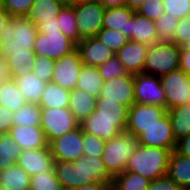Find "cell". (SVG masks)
Masks as SVG:
<instances>
[{
    "mask_svg": "<svg viewBox=\"0 0 190 190\" xmlns=\"http://www.w3.org/2000/svg\"><path fill=\"white\" fill-rule=\"evenodd\" d=\"M34 53H14L6 58L11 78L14 80L19 76L27 75L32 71Z\"/></svg>",
    "mask_w": 190,
    "mask_h": 190,
    "instance_id": "35",
    "label": "cell"
},
{
    "mask_svg": "<svg viewBox=\"0 0 190 190\" xmlns=\"http://www.w3.org/2000/svg\"><path fill=\"white\" fill-rule=\"evenodd\" d=\"M95 110L100 118L127 119V109L124 106L102 96L96 98Z\"/></svg>",
    "mask_w": 190,
    "mask_h": 190,
    "instance_id": "37",
    "label": "cell"
},
{
    "mask_svg": "<svg viewBox=\"0 0 190 190\" xmlns=\"http://www.w3.org/2000/svg\"><path fill=\"white\" fill-rule=\"evenodd\" d=\"M154 22L157 40L162 42H171L173 40L179 19L164 12Z\"/></svg>",
    "mask_w": 190,
    "mask_h": 190,
    "instance_id": "38",
    "label": "cell"
},
{
    "mask_svg": "<svg viewBox=\"0 0 190 190\" xmlns=\"http://www.w3.org/2000/svg\"><path fill=\"white\" fill-rule=\"evenodd\" d=\"M69 190H111V183L96 182V183L81 185Z\"/></svg>",
    "mask_w": 190,
    "mask_h": 190,
    "instance_id": "53",
    "label": "cell"
},
{
    "mask_svg": "<svg viewBox=\"0 0 190 190\" xmlns=\"http://www.w3.org/2000/svg\"><path fill=\"white\" fill-rule=\"evenodd\" d=\"M164 12L178 19L190 14V0H162Z\"/></svg>",
    "mask_w": 190,
    "mask_h": 190,
    "instance_id": "44",
    "label": "cell"
},
{
    "mask_svg": "<svg viewBox=\"0 0 190 190\" xmlns=\"http://www.w3.org/2000/svg\"><path fill=\"white\" fill-rule=\"evenodd\" d=\"M97 1H99L105 9L126 5V0H97Z\"/></svg>",
    "mask_w": 190,
    "mask_h": 190,
    "instance_id": "55",
    "label": "cell"
},
{
    "mask_svg": "<svg viewBox=\"0 0 190 190\" xmlns=\"http://www.w3.org/2000/svg\"><path fill=\"white\" fill-rule=\"evenodd\" d=\"M76 49V44L61 32H37L33 46L35 56L60 59Z\"/></svg>",
    "mask_w": 190,
    "mask_h": 190,
    "instance_id": "10",
    "label": "cell"
},
{
    "mask_svg": "<svg viewBox=\"0 0 190 190\" xmlns=\"http://www.w3.org/2000/svg\"><path fill=\"white\" fill-rule=\"evenodd\" d=\"M30 176L17 164L0 170V185L8 190H29Z\"/></svg>",
    "mask_w": 190,
    "mask_h": 190,
    "instance_id": "30",
    "label": "cell"
},
{
    "mask_svg": "<svg viewBox=\"0 0 190 190\" xmlns=\"http://www.w3.org/2000/svg\"><path fill=\"white\" fill-rule=\"evenodd\" d=\"M22 151L8 133L0 134V170L15 165Z\"/></svg>",
    "mask_w": 190,
    "mask_h": 190,
    "instance_id": "33",
    "label": "cell"
},
{
    "mask_svg": "<svg viewBox=\"0 0 190 190\" xmlns=\"http://www.w3.org/2000/svg\"><path fill=\"white\" fill-rule=\"evenodd\" d=\"M48 146L54 161L74 162L83 156L81 126L52 139Z\"/></svg>",
    "mask_w": 190,
    "mask_h": 190,
    "instance_id": "11",
    "label": "cell"
},
{
    "mask_svg": "<svg viewBox=\"0 0 190 190\" xmlns=\"http://www.w3.org/2000/svg\"><path fill=\"white\" fill-rule=\"evenodd\" d=\"M104 144L101 138L82 131L83 156L101 157Z\"/></svg>",
    "mask_w": 190,
    "mask_h": 190,
    "instance_id": "43",
    "label": "cell"
},
{
    "mask_svg": "<svg viewBox=\"0 0 190 190\" xmlns=\"http://www.w3.org/2000/svg\"><path fill=\"white\" fill-rule=\"evenodd\" d=\"M138 140L142 146L158 147L173 151L176 141L173 136L169 115L166 113L156 124L145 129L138 137Z\"/></svg>",
    "mask_w": 190,
    "mask_h": 190,
    "instance_id": "14",
    "label": "cell"
},
{
    "mask_svg": "<svg viewBox=\"0 0 190 190\" xmlns=\"http://www.w3.org/2000/svg\"><path fill=\"white\" fill-rule=\"evenodd\" d=\"M139 146L138 138L127 131L106 140L101 160L107 172L112 177L123 172L128 159Z\"/></svg>",
    "mask_w": 190,
    "mask_h": 190,
    "instance_id": "4",
    "label": "cell"
},
{
    "mask_svg": "<svg viewBox=\"0 0 190 190\" xmlns=\"http://www.w3.org/2000/svg\"><path fill=\"white\" fill-rule=\"evenodd\" d=\"M11 74L6 59L0 55V84L11 80Z\"/></svg>",
    "mask_w": 190,
    "mask_h": 190,
    "instance_id": "54",
    "label": "cell"
},
{
    "mask_svg": "<svg viewBox=\"0 0 190 190\" xmlns=\"http://www.w3.org/2000/svg\"><path fill=\"white\" fill-rule=\"evenodd\" d=\"M55 60L43 56H35L32 73L46 83L51 82Z\"/></svg>",
    "mask_w": 190,
    "mask_h": 190,
    "instance_id": "42",
    "label": "cell"
},
{
    "mask_svg": "<svg viewBox=\"0 0 190 190\" xmlns=\"http://www.w3.org/2000/svg\"><path fill=\"white\" fill-rule=\"evenodd\" d=\"M133 88V74L127 73L122 77L105 81L99 96L120 103L128 110L135 103Z\"/></svg>",
    "mask_w": 190,
    "mask_h": 190,
    "instance_id": "17",
    "label": "cell"
},
{
    "mask_svg": "<svg viewBox=\"0 0 190 190\" xmlns=\"http://www.w3.org/2000/svg\"><path fill=\"white\" fill-rule=\"evenodd\" d=\"M190 39V14L179 19L176 27L173 40L171 41L176 46L181 47L187 40Z\"/></svg>",
    "mask_w": 190,
    "mask_h": 190,
    "instance_id": "47",
    "label": "cell"
},
{
    "mask_svg": "<svg viewBox=\"0 0 190 190\" xmlns=\"http://www.w3.org/2000/svg\"><path fill=\"white\" fill-rule=\"evenodd\" d=\"M79 126V122L73 117L68 107L41 108L40 127L44 131L48 143L65 132Z\"/></svg>",
    "mask_w": 190,
    "mask_h": 190,
    "instance_id": "8",
    "label": "cell"
},
{
    "mask_svg": "<svg viewBox=\"0 0 190 190\" xmlns=\"http://www.w3.org/2000/svg\"><path fill=\"white\" fill-rule=\"evenodd\" d=\"M98 70L104 82L127 74L116 54L99 65Z\"/></svg>",
    "mask_w": 190,
    "mask_h": 190,
    "instance_id": "41",
    "label": "cell"
},
{
    "mask_svg": "<svg viewBox=\"0 0 190 190\" xmlns=\"http://www.w3.org/2000/svg\"><path fill=\"white\" fill-rule=\"evenodd\" d=\"M70 91L57 84L48 82L41 93L39 106L41 108H64L69 105Z\"/></svg>",
    "mask_w": 190,
    "mask_h": 190,
    "instance_id": "29",
    "label": "cell"
},
{
    "mask_svg": "<svg viewBox=\"0 0 190 190\" xmlns=\"http://www.w3.org/2000/svg\"><path fill=\"white\" fill-rule=\"evenodd\" d=\"M86 1H91V0H70V5H74V4L82 3Z\"/></svg>",
    "mask_w": 190,
    "mask_h": 190,
    "instance_id": "60",
    "label": "cell"
},
{
    "mask_svg": "<svg viewBox=\"0 0 190 190\" xmlns=\"http://www.w3.org/2000/svg\"><path fill=\"white\" fill-rule=\"evenodd\" d=\"M10 18V15L3 8H0V32L6 21Z\"/></svg>",
    "mask_w": 190,
    "mask_h": 190,
    "instance_id": "56",
    "label": "cell"
},
{
    "mask_svg": "<svg viewBox=\"0 0 190 190\" xmlns=\"http://www.w3.org/2000/svg\"><path fill=\"white\" fill-rule=\"evenodd\" d=\"M174 150L190 159V134L176 141Z\"/></svg>",
    "mask_w": 190,
    "mask_h": 190,
    "instance_id": "51",
    "label": "cell"
},
{
    "mask_svg": "<svg viewBox=\"0 0 190 190\" xmlns=\"http://www.w3.org/2000/svg\"><path fill=\"white\" fill-rule=\"evenodd\" d=\"M0 190H8V189L0 185Z\"/></svg>",
    "mask_w": 190,
    "mask_h": 190,
    "instance_id": "63",
    "label": "cell"
},
{
    "mask_svg": "<svg viewBox=\"0 0 190 190\" xmlns=\"http://www.w3.org/2000/svg\"><path fill=\"white\" fill-rule=\"evenodd\" d=\"M26 104L13 79L0 84V106L10 111H17Z\"/></svg>",
    "mask_w": 190,
    "mask_h": 190,
    "instance_id": "32",
    "label": "cell"
},
{
    "mask_svg": "<svg viewBox=\"0 0 190 190\" xmlns=\"http://www.w3.org/2000/svg\"><path fill=\"white\" fill-rule=\"evenodd\" d=\"M29 190H63L54 170L30 176Z\"/></svg>",
    "mask_w": 190,
    "mask_h": 190,
    "instance_id": "39",
    "label": "cell"
},
{
    "mask_svg": "<svg viewBox=\"0 0 190 190\" xmlns=\"http://www.w3.org/2000/svg\"><path fill=\"white\" fill-rule=\"evenodd\" d=\"M53 170L63 190L96 182L112 183L101 157H79L74 162L54 161Z\"/></svg>",
    "mask_w": 190,
    "mask_h": 190,
    "instance_id": "1",
    "label": "cell"
},
{
    "mask_svg": "<svg viewBox=\"0 0 190 190\" xmlns=\"http://www.w3.org/2000/svg\"><path fill=\"white\" fill-rule=\"evenodd\" d=\"M95 37L110 48L115 54L128 41L120 31L107 28H102Z\"/></svg>",
    "mask_w": 190,
    "mask_h": 190,
    "instance_id": "40",
    "label": "cell"
},
{
    "mask_svg": "<svg viewBox=\"0 0 190 190\" xmlns=\"http://www.w3.org/2000/svg\"><path fill=\"white\" fill-rule=\"evenodd\" d=\"M57 18L61 33L77 44L81 39L76 27L74 8L71 5L63 6Z\"/></svg>",
    "mask_w": 190,
    "mask_h": 190,
    "instance_id": "36",
    "label": "cell"
},
{
    "mask_svg": "<svg viewBox=\"0 0 190 190\" xmlns=\"http://www.w3.org/2000/svg\"><path fill=\"white\" fill-rule=\"evenodd\" d=\"M134 11L127 5L106 8L102 19L103 28L118 30L130 40L131 16Z\"/></svg>",
    "mask_w": 190,
    "mask_h": 190,
    "instance_id": "21",
    "label": "cell"
},
{
    "mask_svg": "<svg viewBox=\"0 0 190 190\" xmlns=\"http://www.w3.org/2000/svg\"><path fill=\"white\" fill-rule=\"evenodd\" d=\"M14 81L26 103L39 104L41 93L46 85L45 81L38 79L32 71L15 78Z\"/></svg>",
    "mask_w": 190,
    "mask_h": 190,
    "instance_id": "26",
    "label": "cell"
},
{
    "mask_svg": "<svg viewBox=\"0 0 190 190\" xmlns=\"http://www.w3.org/2000/svg\"><path fill=\"white\" fill-rule=\"evenodd\" d=\"M180 47L172 42L158 41L149 46L143 72L161 76L179 68Z\"/></svg>",
    "mask_w": 190,
    "mask_h": 190,
    "instance_id": "5",
    "label": "cell"
},
{
    "mask_svg": "<svg viewBox=\"0 0 190 190\" xmlns=\"http://www.w3.org/2000/svg\"><path fill=\"white\" fill-rule=\"evenodd\" d=\"M177 185L166 175L162 178L150 180L147 190H171Z\"/></svg>",
    "mask_w": 190,
    "mask_h": 190,
    "instance_id": "48",
    "label": "cell"
},
{
    "mask_svg": "<svg viewBox=\"0 0 190 190\" xmlns=\"http://www.w3.org/2000/svg\"><path fill=\"white\" fill-rule=\"evenodd\" d=\"M146 0H126V5L131 9L136 10Z\"/></svg>",
    "mask_w": 190,
    "mask_h": 190,
    "instance_id": "57",
    "label": "cell"
},
{
    "mask_svg": "<svg viewBox=\"0 0 190 190\" xmlns=\"http://www.w3.org/2000/svg\"><path fill=\"white\" fill-rule=\"evenodd\" d=\"M37 32L47 34L48 32H61L58 25V18L54 17V20L42 21L36 24Z\"/></svg>",
    "mask_w": 190,
    "mask_h": 190,
    "instance_id": "50",
    "label": "cell"
},
{
    "mask_svg": "<svg viewBox=\"0 0 190 190\" xmlns=\"http://www.w3.org/2000/svg\"><path fill=\"white\" fill-rule=\"evenodd\" d=\"M79 125L83 132L95 135L106 141L125 131L127 119L100 118L97 116V111L94 110L86 119L79 123Z\"/></svg>",
    "mask_w": 190,
    "mask_h": 190,
    "instance_id": "15",
    "label": "cell"
},
{
    "mask_svg": "<svg viewBox=\"0 0 190 190\" xmlns=\"http://www.w3.org/2000/svg\"><path fill=\"white\" fill-rule=\"evenodd\" d=\"M148 47L149 46L143 43L128 40L125 45L117 51L116 55L126 73L134 75L143 72Z\"/></svg>",
    "mask_w": 190,
    "mask_h": 190,
    "instance_id": "19",
    "label": "cell"
},
{
    "mask_svg": "<svg viewBox=\"0 0 190 190\" xmlns=\"http://www.w3.org/2000/svg\"><path fill=\"white\" fill-rule=\"evenodd\" d=\"M165 94V108L169 110L181 104L190 105V76L180 68L160 76Z\"/></svg>",
    "mask_w": 190,
    "mask_h": 190,
    "instance_id": "7",
    "label": "cell"
},
{
    "mask_svg": "<svg viewBox=\"0 0 190 190\" xmlns=\"http://www.w3.org/2000/svg\"><path fill=\"white\" fill-rule=\"evenodd\" d=\"M180 50H190V39L187 40L185 42V44H183L181 47H180Z\"/></svg>",
    "mask_w": 190,
    "mask_h": 190,
    "instance_id": "58",
    "label": "cell"
},
{
    "mask_svg": "<svg viewBox=\"0 0 190 190\" xmlns=\"http://www.w3.org/2000/svg\"><path fill=\"white\" fill-rule=\"evenodd\" d=\"M135 11L155 21L164 13L163 2L162 0H146Z\"/></svg>",
    "mask_w": 190,
    "mask_h": 190,
    "instance_id": "46",
    "label": "cell"
},
{
    "mask_svg": "<svg viewBox=\"0 0 190 190\" xmlns=\"http://www.w3.org/2000/svg\"><path fill=\"white\" fill-rule=\"evenodd\" d=\"M135 103L165 107V94L160 77L140 72L133 75Z\"/></svg>",
    "mask_w": 190,
    "mask_h": 190,
    "instance_id": "12",
    "label": "cell"
},
{
    "mask_svg": "<svg viewBox=\"0 0 190 190\" xmlns=\"http://www.w3.org/2000/svg\"><path fill=\"white\" fill-rule=\"evenodd\" d=\"M80 59L83 65L98 67L103 62L114 56L110 48L101 43L95 36L91 38L81 39L76 44Z\"/></svg>",
    "mask_w": 190,
    "mask_h": 190,
    "instance_id": "18",
    "label": "cell"
},
{
    "mask_svg": "<svg viewBox=\"0 0 190 190\" xmlns=\"http://www.w3.org/2000/svg\"><path fill=\"white\" fill-rule=\"evenodd\" d=\"M0 8H3V0H0Z\"/></svg>",
    "mask_w": 190,
    "mask_h": 190,
    "instance_id": "62",
    "label": "cell"
},
{
    "mask_svg": "<svg viewBox=\"0 0 190 190\" xmlns=\"http://www.w3.org/2000/svg\"><path fill=\"white\" fill-rule=\"evenodd\" d=\"M74 8L76 27L80 39L91 38L103 28L105 8L97 0L71 5Z\"/></svg>",
    "mask_w": 190,
    "mask_h": 190,
    "instance_id": "6",
    "label": "cell"
},
{
    "mask_svg": "<svg viewBox=\"0 0 190 190\" xmlns=\"http://www.w3.org/2000/svg\"><path fill=\"white\" fill-rule=\"evenodd\" d=\"M12 126H40L41 107L38 104L26 103L17 111L13 112Z\"/></svg>",
    "mask_w": 190,
    "mask_h": 190,
    "instance_id": "34",
    "label": "cell"
},
{
    "mask_svg": "<svg viewBox=\"0 0 190 190\" xmlns=\"http://www.w3.org/2000/svg\"><path fill=\"white\" fill-rule=\"evenodd\" d=\"M36 25L26 17H11L0 32V55L5 59L14 53H34Z\"/></svg>",
    "mask_w": 190,
    "mask_h": 190,
    "instance_id": "2",
    "label": "cell"
},
{
    "mask_svg": "<svg viewBox=\"0 0 190 190\" xmlns=\"http://www.w3.org/2000/svg\"><path fill=\"white\" fill-rule=\"evenodd\" d=\"M179 68L190 76V50H180L179 53Z\"/></svg>",
    "mask_w": 190,
    "mask_h": 190,
    "instance_id": "52",
    "label": "cell"
},
{
    "mask_svg": "<svg viewBox=\"0 0 190 190\" xmlns=\"http://www.w3.org/2000/svg\"><path fill=\"white\" fill-rule=\"evenodd\" d=\"M166 113L167 110L165 107L133 103L127 110V125L125 131L138 138L145 129L156 124Z\"/></svg>",
    "mask_w": 190,
    "mask_h": 190,
    "instance_id": "9",
    "label": "cell"
},
{
    "mask_svg": "<svg viewBox=\"0 0 190 190\" xmlns=\"http://www.w3.org/2000/svg\"><path fill=\"white\" fill-rule=\"evenodd\" d=\"M167 176L177 186L190 188V159L175 150L171 151Z\"/></svg>",
    "mask_w": 190,
    "mask_h": 190,
    "instance_id": "23",
    "label": "cell"
},
{
    "mask_svg": "<svg viewBox=\"0 0 190 190\" xmlns=\"http://www.w3.org/2000/svg\"><path fill=\"white\" fill-rule=\"evenodd\" d=\"M16 164L29 176L49 173L53 170L54 159L49 146L39 149L23 150L16 159Z\"/></svg>",
    "mask_w": 190,
    "mask_h": 190,
    "instance_id": "16",
    "label": "cell"
},
{
    "mask_svg": "<svg viewBox=\"0 0 190 190\" xmlns=\"http://www.w3.org/2000/svg\"><path fill=\"white\" fill-rule=\"evenodd\" d=\"M149 182L137 173L123 171L112 178L111 190H147Z\"/></svg>",
    "mask_w": 190,
    "mask_h": 190,
    "instance_id": "31",
    "label": "cell"
},
{
    "mask_svg": "<svg viewBox=\"0 0 190 190\" xmlns=\"http://www.w3.org/2000/svg\"><path fill=\"white\" fill-rule=\"evenodd\" d=\"M13 111L0 106V134L8 133L13 123Z\"/></svg>",
    "mask_w": 190,
    "mask_h": 190,
    "instance_id": "49",
    "label": "cell"
},
{
    "mask_svg": "<svg viewBox=\"0 0 190 190\" xmlns=\"http://www.w3.org/2000/svg\"><path fill=\"white\" fill-rule=\"evenodd\" d=\"M8 134L22 150L39 149L48 146V141L40 126H12Z\"/></svg>",
    "mask_w": 190,
    "mask_h": 190,
    "instance_id": "20",
    "label": "cell"
},
{
    "mask_svg": "<svg viewBox=\"0 0 190 190\" xmlns=\"http://www.w3.org/2000/svg\"><path fill=\"white\" fill-rule=\"evenodd\" d=\"M103 83L98 67L82 65L75 88L97 98L100 95Z\"/></svg>",
    "mask_w": 190,
    "mask_h": 190,
    "instance_id": "25",
    "label": "cell"
},
{
    "mask_svg": "<svg viewBox=\"0 0 190 190\" xmlns=\"http://www.w3.org/2000/svg\"><path fill=\"white\" fill-rule=\"evenodd\" d=\"M95 106L96 97L76 88L70 91L68 109L79 123L95 110Z\"/></svg>",
    "mask_w": 190,
    "mask_h": 190,
    "instance_id": "24",
    "label": "cell"
},
{
    "mask_svg": "<svg viewBox=\"0 0 190 190\" xmlns=\"http://www.w3.org/2000/svg\"><path fill=\"white\" fill-rule=\"evenodd\" d=\"M82 65L77 49L60 59H56L51 82L69 91L73 90Z\"/></svg>",
    "mask_w": 190,
    "mask_h": 190,
    "instance_id": "13",
    "label": "cell"
},
{
    "mask_svg": "<svg viewBox=\"0 0 190 190\" xmlns=\"http://www.w3.org/2000/svg\"><path fill=\"white\" fill-rule=\"evenodd\" d=\"M62 8L63 5L54 0H34L25 17L36 25L42 21L54 20Z\"/></svg>",
    "mask_w": 190,
    "mask_h": 190,
    "instance_id": "27",
    "label": "cell"
},
{
    "mask_svg": "<svg viewBox=\"0 0 190 190\" xmlns=\"http://www.w3.org/2000/svg\"><path fill=\"white\" fill-rule=\"evenodd\" d=\"M171 190H190V188L176 186L174 189Z\"/></svg>",
    "mask_w": 190,
    "mask_h": 190,
    "instance_id": "61",
    "label": "cell"
},
{
    "mask_svg": "<svg viewBox=\"0 0 190 190\" xmlns=\"http://www.w3.org/2000/svg\"><path fill=\"white\" fill-rule=\"evenodd\" d=\"M34 0H3V9L10 17H25Z\"/></svg>",
    "mask_w": 190,
    "mask_h": 190,
    "instance_id": "45",
    "label": "cell"
},
{
    "mask_svg": "<svg viewBox=\"0 0 190 190\" xmlns=\"http://www.w3.org/2000/svg\"><path fill=\"white\" fill-rule=\"evenodd\" d=\"M63 6H70V0H54Z\"/></svg>",
    "mask_w": 190,
    "mask_h": 190,
    "instance_id": "59",
    "label": "cell"
},
{
    "mask_svg": "<svg viewBox=\"0 0 190 190\" xmlns=\"http://www.w3.org/2000/svg\"><path fill=\"white\" fill-rule=\"evenodd\" d=\"M169 149L140 145L130 156L124 171L134 172L148 180L167 175Z\"/></svg>",
    "mask_w": 190,
    "mask_h": 190,
    "instance_id": "3",
    "label": "cell"
},
{
    "mask_svg": "<svg viewBox=\"0 0 190 190\" xmlns=\"http://www.w3.org/2000/svg\"><path fill=\"white\" fill-rule=\"evenodd\" d=\"M175 141L190 134V105L181 104L167 110Z\"/></svg>",
    "mask_w": 190,
    "mask_h": 190,
    "instance_id": "28",
    "label": "cell"
},
{
    "mask_svg": "<svg viewBox=\"0 0 190 190\" xmlns=\"http://www.w3.org/2000/svg\"><path fill=\"white\" fill-rule=\"evenodd\" d=\"M130 41L152 46L158 42L155 22L134 11L131 16Z\"/></svg>",
    "mask_w": 190,
    "mask_h": 190,
    "instance_id": "22",
    "label": "cell"
}]
</instances>
